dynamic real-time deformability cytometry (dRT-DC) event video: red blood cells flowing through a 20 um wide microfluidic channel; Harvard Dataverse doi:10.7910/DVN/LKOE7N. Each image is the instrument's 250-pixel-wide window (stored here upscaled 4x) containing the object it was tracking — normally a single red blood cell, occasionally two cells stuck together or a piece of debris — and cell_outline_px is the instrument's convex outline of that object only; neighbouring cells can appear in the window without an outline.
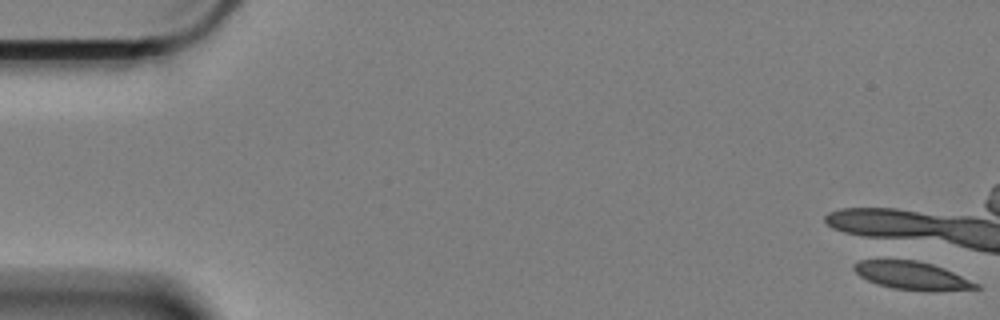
{"species": "Egyptian fruit bat (a non-hibernating species)", "species_latin": "Rousettus aegyptiacus", "temperature_condition": "cold", "stored_images_in_passage": 2, "camera_frame_rate_fps": 3000, "um_per_image_px": 0.085, "animal": {"sex": "female"}, "frame": {"image": 1, "passage_image": 1, "time_ms": 0.0, "image_size_px": [1000, 320], "cell_outline_px": [[980, 288], [936, 292], [928, 292], [892, 288], [876, 284], [860, 276], [852, 268], [852, 264], [860, 260], [916, 260], [932, 264], [944, 268], [980, 284]], "centroid_in_image_um": [77.54, 23.44], "position_along_channel_um": 7.5, "area_um2": 20.17}}